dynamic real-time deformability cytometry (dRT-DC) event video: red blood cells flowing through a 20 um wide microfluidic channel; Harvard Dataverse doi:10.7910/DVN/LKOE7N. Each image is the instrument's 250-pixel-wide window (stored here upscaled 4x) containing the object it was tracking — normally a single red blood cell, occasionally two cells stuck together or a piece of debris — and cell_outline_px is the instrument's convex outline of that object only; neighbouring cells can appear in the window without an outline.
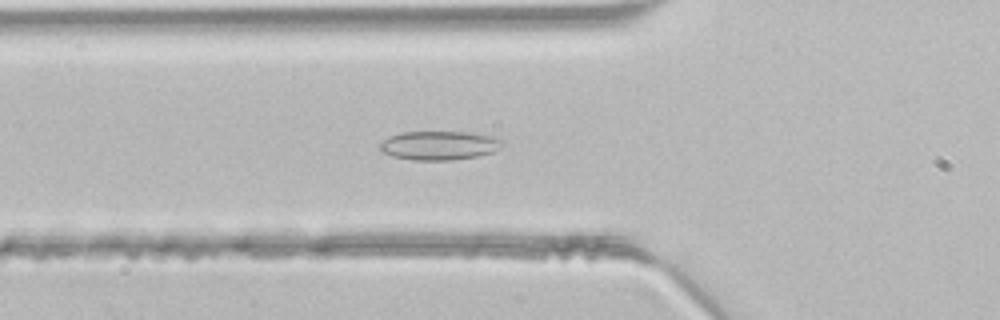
{"species": "common noctule bat (a hibernating species)", "species_latin": "Nyctalus noctula", "temperature_condition": "room temperature", "stored_images_in_passage": 30, "camera_frame_rate_fps": 3000, "um_per_image_px": 0.085, "animal": {"sex": "male", "body_mass_g": 21.5, "forearm_length_mm": 52.0}, "frame": {"image": 1, "passage_image": 8, "time_ms": 2.333, "image_size_px": [1000, 320], "cell_outline_px": [[504, 144], [500, 148], [492, 152], [476, 156], [452, 160], [412, 160], [392, 156], [384, 152], [380, 148], [380, 144], [388, 136], [404, 132], [464, 132], [500, 136], [504, 140]], "centroid_in_image_um": [37.4, 12.35], "position_along_channel_um": 88.4, "area_um2": 20.75}}
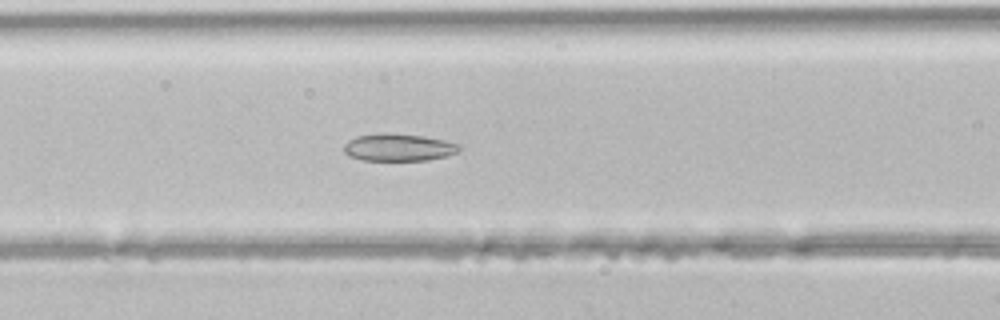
{"frame": {"image": 2, "passage_image": 11, "time_ms": 3.333, "image_size_px": [1000, 320], "cell_outline_px": [[460, 148], [456, 152], [444, 156], [428, 160], [364, 160], [348, 156], [344, 152], [344, 144], [348, 140], [356, 136], [380, 132], [384, 132], [424, 136], [444, 140], [460, 144]], "centroid_in_image_um": [33.83, 12.51], "position_along_channel_um": 132.8, "area_um2": 18.44}}
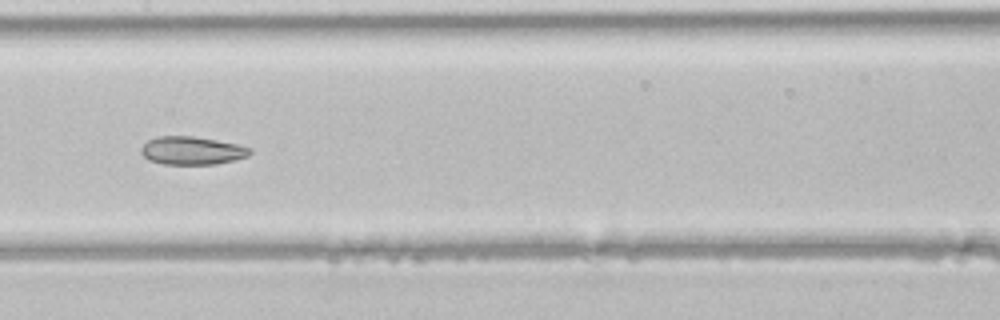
{"frame": {"image": 3, "passage_image": 15, "time_ms": 4.667, "image_size_px": [1000, 320], "cell_outline_px": [[252, 152], [248, 156], [236, 160], [216, 164], [164, 164], [148, 160], [140, 152], [140, 148], [148, 140], [156, 136], [192, 136], [216, 140], [236, 144], [252, 148]], "centroid_in_image_um": [16.31, 12.8], "position_along_channel_um": 191.1, "area_um2": 17.92}}